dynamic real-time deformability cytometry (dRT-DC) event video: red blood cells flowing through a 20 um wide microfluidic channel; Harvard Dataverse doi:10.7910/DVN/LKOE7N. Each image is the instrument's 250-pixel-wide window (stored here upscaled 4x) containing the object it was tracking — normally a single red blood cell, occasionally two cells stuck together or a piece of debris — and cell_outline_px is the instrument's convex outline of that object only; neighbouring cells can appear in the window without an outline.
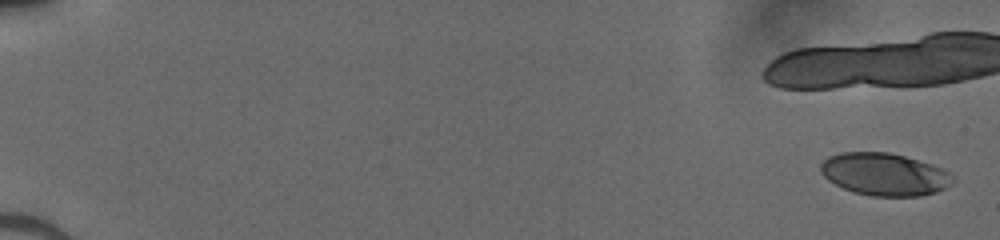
{"species": "human", "species_latin": "Homo sapiens", "temperature_condition": "cold", "stored_images_in_passage": 22, "camera_frame_rate_fps": 3000, "um_per_image_px": 0.085, "donor": {"sex": "male"}, "frame": {"image": 1, "passage_image": 1, "time_ms": 0.0, "image_size_px": [1000, 240], "cell_outline_px": [[956, 180], [952, 184], [936, 192], [920, 196], [872, 196], [856, 192], [844, 188], [828, 180], [820, 172], [820, 164], [828, 156], [840, 152], [888, 152], [904, 156], [932, 164], [948, 172]], "centroid_in_image_um": [75.17, 14.81], "position_along_channel_um": 9.8, "area_um2": 32.66}}